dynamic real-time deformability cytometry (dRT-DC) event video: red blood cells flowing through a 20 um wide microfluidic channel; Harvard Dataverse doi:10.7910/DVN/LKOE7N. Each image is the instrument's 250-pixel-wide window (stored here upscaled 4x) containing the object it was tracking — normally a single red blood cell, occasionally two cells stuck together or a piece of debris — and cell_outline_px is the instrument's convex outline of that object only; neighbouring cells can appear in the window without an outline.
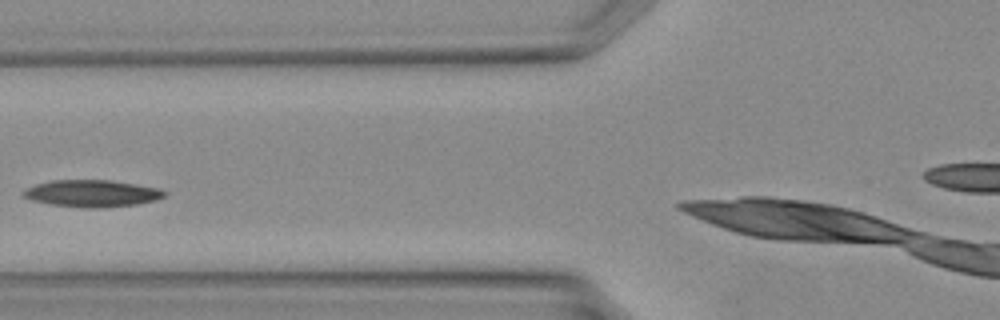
{"species": "Egyptian fruit bat (a non-hibernating species)", "species_latin": "Rousettus aegyptiacus", "temperature_condition": "warm", "stored_images_in_passage": 23, "camera_frame_rate_fps": 3000, "um_per_image_px": 0.085, "animal": {"sex": "female"}, "frame": {"image": 1, "passage_image": 7, "time_ms": 2.0, "image_size_px": [1000, 320], "cell_outline_px": [[168, 192], [164, 196], [156, 200], [136, 204], [100, 208], [88, 208], [52, 204], [32, 200], [24, 196], [20, 192], [36, 184], [52, 180], [112, 180], [160, 188]], "centroid_in_image_um": [7.85, 16.43], "position_along_channel_um": 117.9, "area_um2": 22.08}}